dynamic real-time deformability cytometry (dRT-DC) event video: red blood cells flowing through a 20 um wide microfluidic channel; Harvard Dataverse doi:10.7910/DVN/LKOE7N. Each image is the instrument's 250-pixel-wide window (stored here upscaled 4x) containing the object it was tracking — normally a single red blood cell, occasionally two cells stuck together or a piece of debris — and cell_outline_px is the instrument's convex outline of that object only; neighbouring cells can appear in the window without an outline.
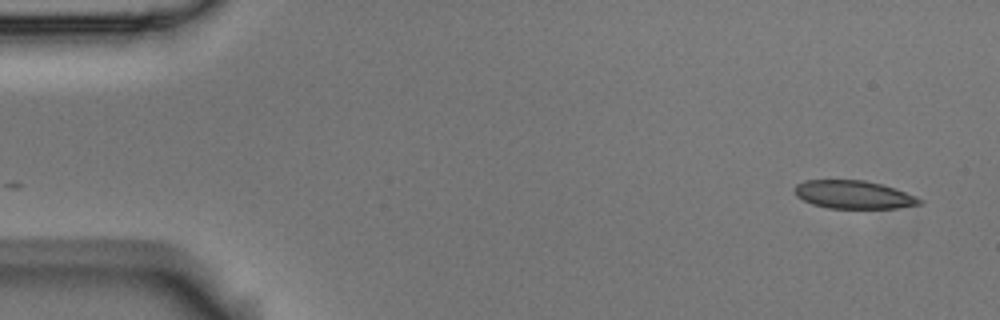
{"species": "Egyptian fruit bat (a non-hibernating species)", "species_latin": "Rousettus aegyptiacus", "temperature_condition": "room temperature", "stored_images_in_passage": 2, "camera_frame_rate_fps": 3000, "um_per_image_px": 0.085, "animal": {"sex": "male"}, "frame": {"image": 1, "passage_image": 2, "time_ms": 0.333, "image_size_px": [1000, 320], "cell_outline_px": [[924, 204], [896, 208], [828, 208], [812, 204], [796, 196], [796, 184], [804, 180], [864, 180], [884, 184], [916, 196], [924, 200]], "centroid_in_image_um": [72.61, 16.54], "position_along_channel_um": 12.4, "area_um2": 20.58}}